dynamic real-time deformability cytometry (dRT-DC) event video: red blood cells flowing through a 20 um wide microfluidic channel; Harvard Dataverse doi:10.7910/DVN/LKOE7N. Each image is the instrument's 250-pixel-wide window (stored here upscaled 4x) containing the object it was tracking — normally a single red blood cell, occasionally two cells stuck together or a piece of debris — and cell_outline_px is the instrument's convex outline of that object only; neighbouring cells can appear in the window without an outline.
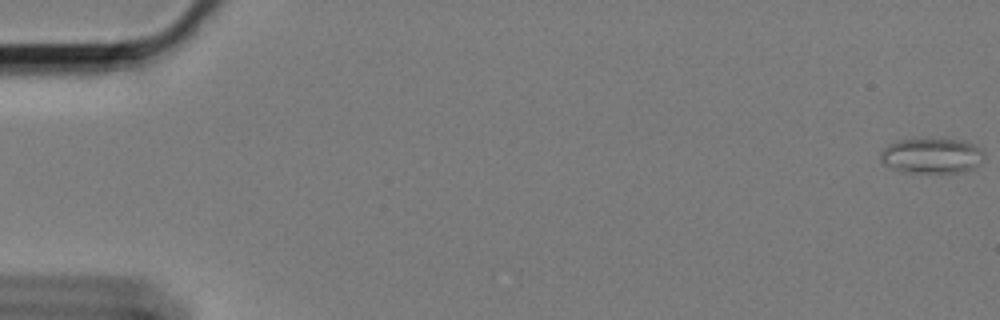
{"species": "Egyptian fruit bat (a non-hibernating species)", "species_latin": "Rousettus aegyptiacus", "temperature_condition": "cold", "stored_images_in_passage": 60, "camera_frame_rate_fps": 3000, "um_per_image_px": 0.085, "animal": {"sex": "female"}, "frame": {"image": 1, "passage_image": 1, "time_ms": 0.0, "image_size_px": [1000, 320], "cell_outline_px": [[984, 160], [980, 164], [964, 172], [904, 172], [892, 168], [884, 164], [880, 160], [880, 152], [888, 144], [896, 140], [964, 140], [980, 148], [984, 152]], "centroid_in_image_um": [79.2, 13.25], "position_along_channel_um": 5.8, "area_um2": 21.15}}
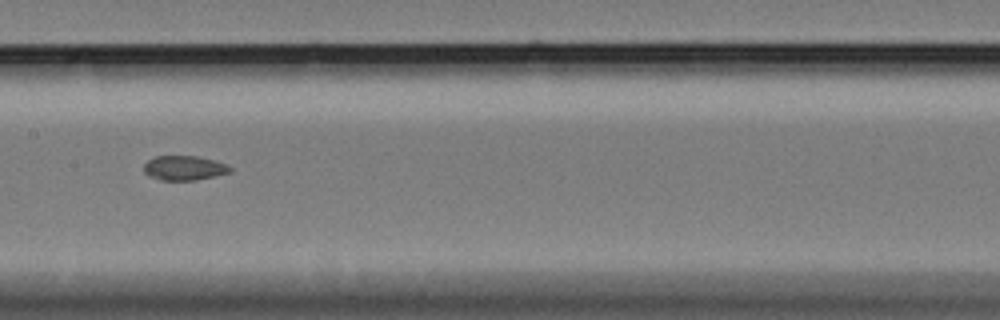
{"frame": {"image": 2, "passage_image": 31, "time_ms": 10.0, "image_size_px": [1000, 320], "cell_outline_px": [[232, 172], [216, 176], [196, 180], [160, 180], [148, 176], [144, 172], [144, 164], [148, 160], [156, 156], [196, 156], [212, 160], [224, 164], [232, 168]], "centroid_in_image_um": [15.63, 14.29], "position_along_channel_um": 191.8, "area_um2": 12.31}}
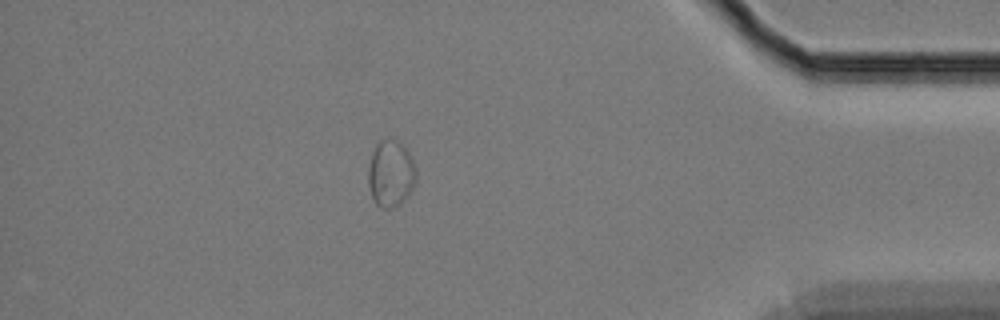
{"frame": {"image": 3, "passage_image": 53, "time_ms": 17.333, "image_size_px": [1000, 320], "cell_outline_px": [[416, 180], [408, 196], [396, 208], [384, 208], [376, 204], [372, 200], [368, 184], [368, 168], [372, 152], [376, 144], [380, 140], [392, 136], [400, 140], [408, 148], [416, 168]], "centroid_in_image_um": [33.22, 14.71], "position_along_channel_um": 402.0, "area_um2": 19.31}, "authors_computed_cell_mechanics": {"area_um2": 15.1436, "velocity_mm_per_s": 3.3638, "shape_relaxation_time_tau1_ms": null, "shape_relaxation_time_tau2_ms": 2.6609, "deformation_change_tau1": null, "deformation_change_tau2": 0.0731}}